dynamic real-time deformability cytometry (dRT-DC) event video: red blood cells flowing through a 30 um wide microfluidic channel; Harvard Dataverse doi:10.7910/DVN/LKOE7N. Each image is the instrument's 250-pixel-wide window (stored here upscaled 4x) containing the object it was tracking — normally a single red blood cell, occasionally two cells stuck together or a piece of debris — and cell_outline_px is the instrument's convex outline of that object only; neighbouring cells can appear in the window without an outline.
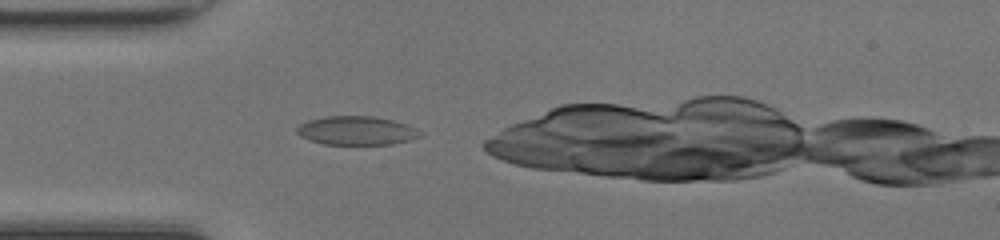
{"species": "common noctule bat (a hibernating species)", "species_latin": "Nyctalus noctula", "temperature_condition": "room temperature", "stored_images_in_passage": 26, "camera_frame_rate_fps": 3000, "um_per_image_px": 0.085, "animal": {"sex": "female", "body_mass_g": 17.0, "forearm_length_mm": 48.0}, "frame": {"image": 1, "passage_image": 2, "time_ms": 0.333, "image_size_px": [1000, 240], "cell_outline_px": [[420, 136], [408, 140], [392, 144], [324, 144], [300, 136], [296, 132], [296, 128], [300, 124], [308, 120], [324, 116], [376, 116], [392, 120], [416, 128], [420, 132]], "centroid_in_image_um": [30.27, 11.09], "position_along_channel_um": 54.7, "area_um2": 20.46}}
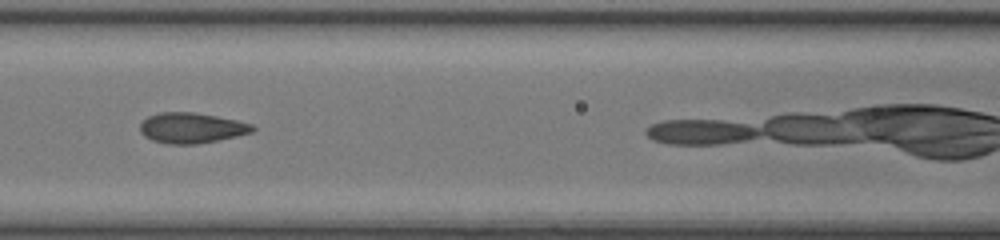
{"frame": {"image": 2, "passage_image": 9, "time_ms": 2.667, "image_size_px": [1000, 240], "cell_outline_px": [[256, 128], [252, 132], [236, 136], [196, 144], [168, 144], [152, 140], [144, 136], [140, 132], [140, 124], [148, 116], [160, 112], [192, 112], [216, 116], [236, 120], [252, 124]], "centroid_in_image_um": [16.26, 10.87], "position_along_channel_um": 150.3, "area_um2": 19.83}}
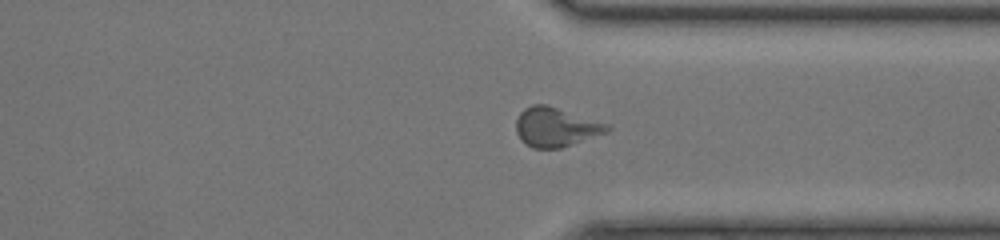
{"frame": {"image": 3, "passage_image": 24, "time_ms": 7.667, "image_size_px": [1000, 240], "cell_outline_px": [[612, 128], [608, 132], [560, 148], [532, 148], [520, 140], [516, 132], [516, 120], [520, 112], [524, 108], [532, 104], [544, 104], [608, 124]], "centroid_in_image_um": [47.21, 10.81], "position_along_channel_um": 364.2, "area_um2": 20.63}}